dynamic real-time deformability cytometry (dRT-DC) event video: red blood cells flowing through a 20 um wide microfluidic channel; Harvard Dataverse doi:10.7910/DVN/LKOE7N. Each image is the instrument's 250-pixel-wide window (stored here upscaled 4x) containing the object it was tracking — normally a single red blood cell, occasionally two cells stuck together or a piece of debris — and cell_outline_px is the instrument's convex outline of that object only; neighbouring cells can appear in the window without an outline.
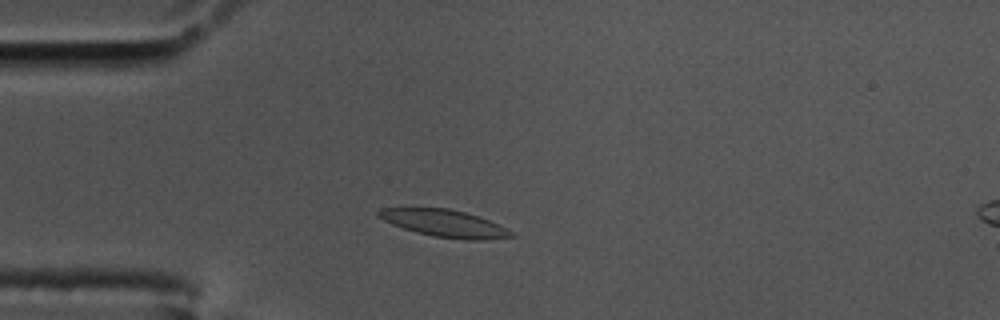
{"species": "common noctule bat (a hibernating species)", "species_latin": "Nyctalus noctula", "temperature_condition": "cold", "stored_images_in_passage": 43, "camera_frame_rate_fps": 3000, "um_per_image_px": 0.085, "animal": {"sex": "male", "body_mass_g": 17.5, "forearm_length_mm": 52.3}, "frame": {"image": 1, "passage_image": 9, "time_ms": 2.667, "image_size_px": [1000, 320], "cell_outline_px": [[516, 236], [484, 240], [464, 240], [432, 236], [416, 232], [392, 224], [376, 216], [376, 212], [380, 208], [448, 208], [464, 212], [488, 220], [512, 232]], "centroid_in_image_um": [37.74, 18.99], "position_along_channel_um": 47.3, "area_um2": 20.81}}
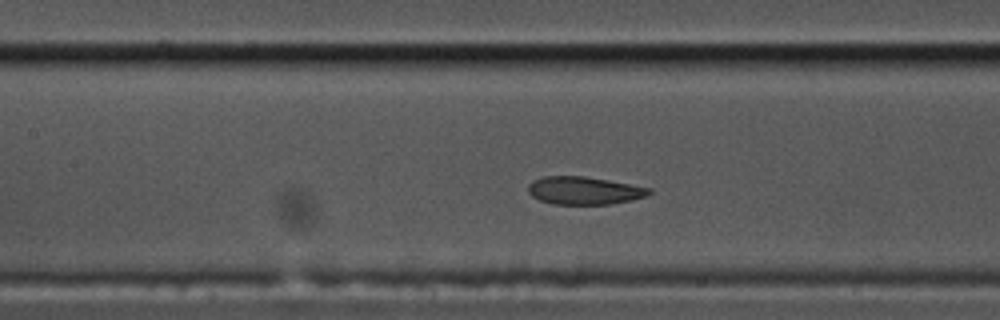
{"frame": {"image": 2, "passage_image": 20, "time_ms": 6.333, "image_size_px": [1000, 320], "cell_outline_px": [[652, 192], [644, 196], [632, 200], [612, 204], [552, 204], [540, 200], [532, 196], [528, 192], [528, 184], [532, 180], [540, 176], [584, 176], [608, 180], [652, 188]], "centroid_in_image_um": [49.62, 16.19], "position_along_channel_um": 157.8, "area_um2": 19.71}}
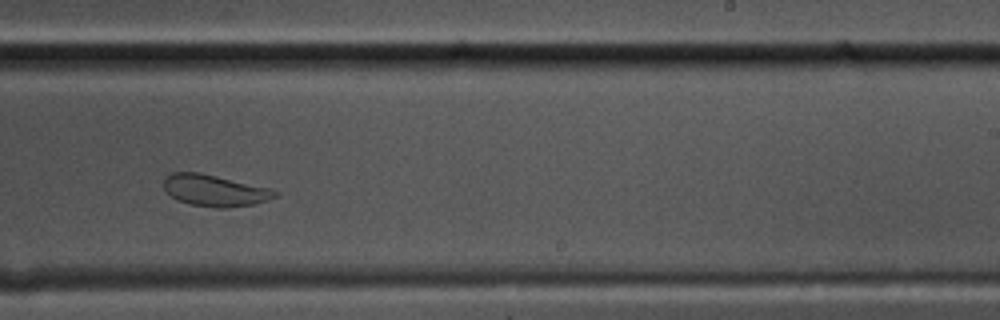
{"frame": {"image": 3, "passage_image": 30, "time_ms": 9.667, "image_size_px": [1000, 320], "cell_outline_px": [[280, 192], [276, 196], [268, 200], [252, 204], [228, 208], [216, 208], [188, 204], [176, 200], [164, 188], [164, 176], [172, 172], [200, 172], [268, 188]], "centroid_in_image_um": [18.21, 16.19], "position_along_channel_um": 270.8, "area_um2": 20.4}, "authors_computed_cell_mechanics": {"area_um2": 20.8658, "velocity_mm_per_s": 3.4058, "shape_relaxation_time_tau1_ms": null, "shape_relaxation_time_tau2_ms": 0.8655, "deformation_change_tau1": null, "deformation_change_tau2": 0.0492}}